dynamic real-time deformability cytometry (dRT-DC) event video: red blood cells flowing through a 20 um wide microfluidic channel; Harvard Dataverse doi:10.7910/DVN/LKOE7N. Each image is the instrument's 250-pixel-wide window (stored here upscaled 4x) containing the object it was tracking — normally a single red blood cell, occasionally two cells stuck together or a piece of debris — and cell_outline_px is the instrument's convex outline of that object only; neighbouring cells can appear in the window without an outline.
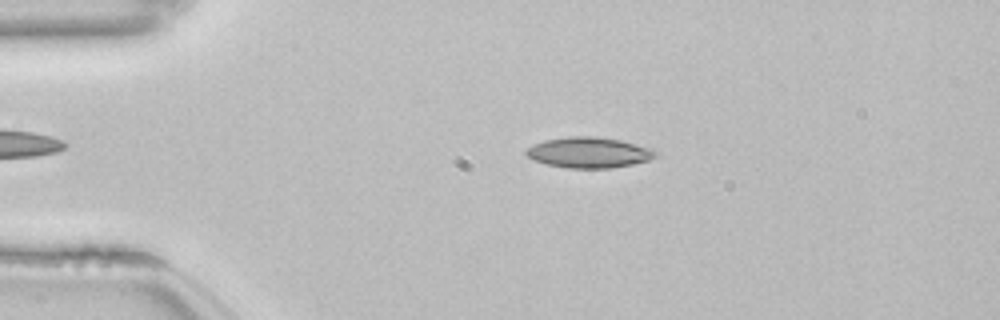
{"species": "common noctule bat (a hibernating species)", "species_latin": "Nyctalus noctula", "temperature_condition": "room temperature", "stored_images_in_passage": 53, "camera_frame_rate_fps": 3000, "um_per_image_px": 0.085, "animal": {"sex": "female", "body_mass_g": 22.7, "forearm_length_mm": 54.2}, "frame": {"image": 1, "passage_image": 11, "time_ms": 3.333, "image_size_px": [1000, 320], "cell_outline_px": [[656, 156], [648, 160], [632, 164], [612, 168], [564, 168], [532, 160], [524, 152], [532, 144], [544, 140], [568, 136], [592, 136], [620, 140], [656, 152]], "centroid_in_image_um": [49.95, 12.97], "position_along_channel_um": 35.0, "area_um2": 22.77}}
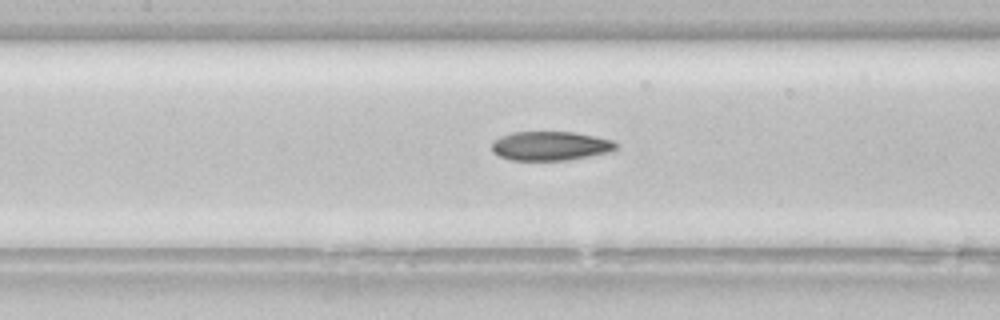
{"frame": {"image": 2, "passage_image": 24, "time_ms": 7.667, "image_size_px": [1000, 320], "cell_outline_px": [[616, 152], [568, 160], [512, 160], [500, 156], [492, 152], [492, 140], [500, 136], [512, 132], [576, 132], [596, 136], [612, 140], [616, 144]], "centroid_in_image_um": [46.82, 12.4], "position_along_channel_um": 160.6, "area_um2": 21.39}}
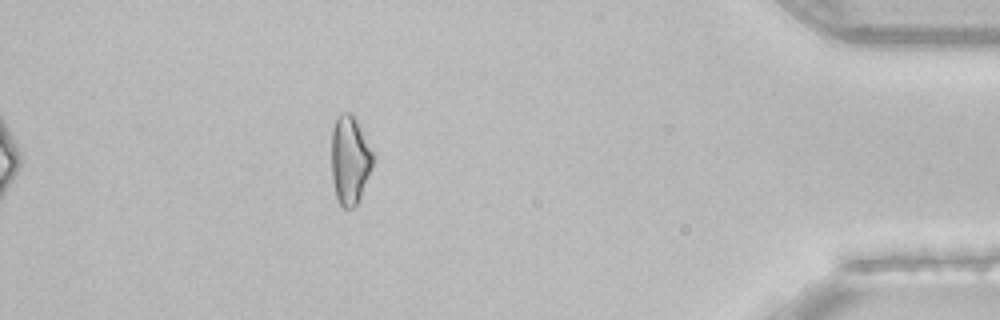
{"frame": {"image": 3, "passage_image": 47, "time_ms": 15.333, "image_size_px": [1000, 320], "cell_outline_px": [[376, 156], [372, 168], [360, 196], [356, 204], [352, 208], [344, 208], [336, 200], [332, 180], [332, 128], [336, 116], [340, 112], [352, 112], [376, 152]], "centroid_in_image_um": [29.76, 13.53], "position_along_channel_um": 405.4, "area_um2": 22.08}, "authors_computed_cell_mechanics": {"area_um2": 21.5594, "velocity_mm_per_s": 3.8491, "shape_relaxation_time_tau1_ms": null, "shape_relaxation_time_tau2_ms": 5.5353, "deformation_change_tau1": null, "deformation_change_tau2": 0.1383}}